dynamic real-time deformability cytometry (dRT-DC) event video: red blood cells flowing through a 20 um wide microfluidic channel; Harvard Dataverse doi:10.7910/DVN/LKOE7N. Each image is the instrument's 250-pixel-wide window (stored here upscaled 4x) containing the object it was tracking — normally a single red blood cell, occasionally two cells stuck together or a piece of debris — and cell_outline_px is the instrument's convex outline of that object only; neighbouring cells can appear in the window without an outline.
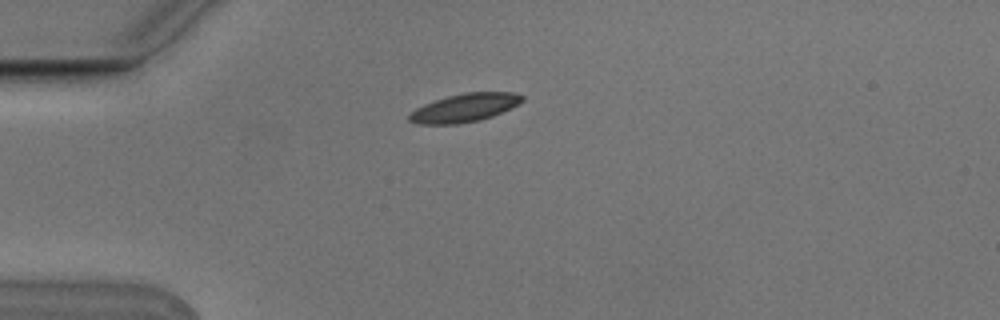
{"species": "Egyptian fruit bat (a non-hibernating species)", "species_latin": "Rousettus aegyptiacus", "temperature_condition": "cold", "stored_images_in_passage": 1, "camera_frame_rate_fps": 3000, "um_per_image_px": 0.085, "animal": {"sex": "male"}, "frame": {"image": 1, "passage_image": 1, "time_ms": 0.0, "image_size_px": [1000, 320], "cell_outline_px": [[524, 100], [520, 104], [512, 108], [492, 116], [480, 120], [456, 124], [420, 124], [408, 120], [408, 116], [416, 108], [424, 104], [448, 96], [464, 92], [512, 92], [524, 96]], "centroid_in_image_um": [39.53, 9.15], "position_along_channel_um": 45.5, "area_um2": 18.61}}